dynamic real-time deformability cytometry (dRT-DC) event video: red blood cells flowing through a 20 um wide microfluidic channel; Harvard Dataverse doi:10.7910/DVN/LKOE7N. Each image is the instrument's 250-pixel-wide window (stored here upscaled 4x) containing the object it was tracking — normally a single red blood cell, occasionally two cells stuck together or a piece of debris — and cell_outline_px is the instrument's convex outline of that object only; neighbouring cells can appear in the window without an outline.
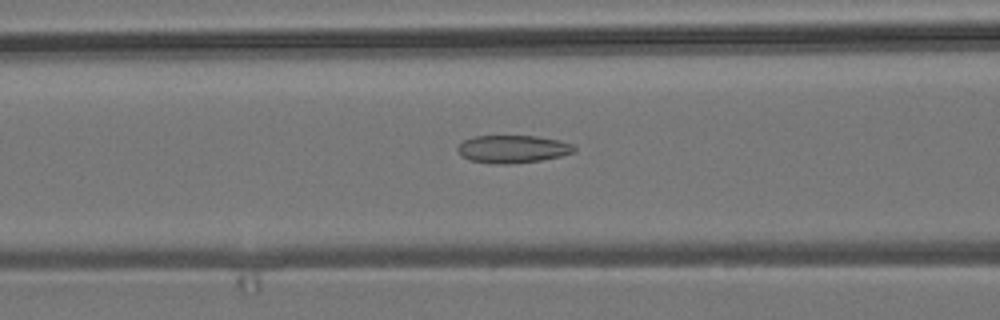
{"species": "common noctule bat (a hibernating species)", "species_latin": "Nyctalus noctula", "temperature_condition": "room temperature", "stored_images_in_passage": 49, "camera_frame_rate_fps": 3000, "um_per_image_px": 0.085, "animal": {"sex": "male", "body_mass_g": 19.2, "forearm_length_mm": 51.8}, "frame": {"image": 1, "passage_image": 17, "time_ms": 5.333, "image_size_px": [1000, 320], "cell_outline_px": [[576, 152], [560, 156], [540, 160], [504, 164], [496, 164], [468, 160], [460, 156], [456, 148], [464, 140], [472, 136], [536, 136], [560, 140], [572, 144], [576, 148]], "centroid_in_image_um": [43.56, 12.66], "position_along_channel_um": 123.0, "area_um2": 18.9}}
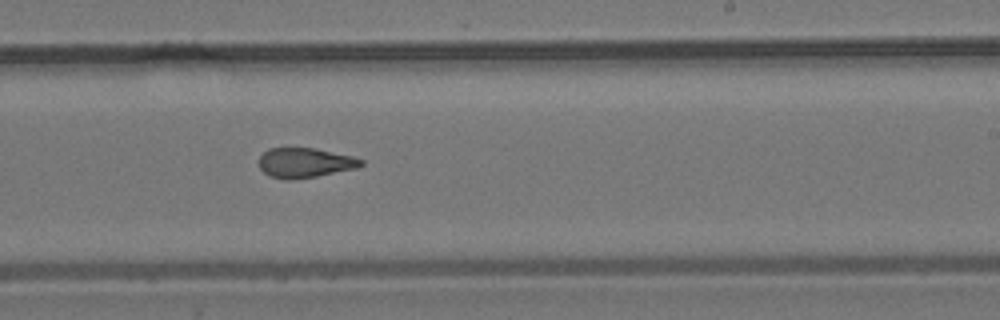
{"frame": {"image": 2, "passage_image": 28, "time_ms": 9.0, "image_size_px": [1000, 320], "cell_outline_px": [[364, 164], [356, 168], [316, 176], [292, 180], [284, 180], [272, 176], [264, 172], [260, 168], [260, 156], [268, 148], [316, 148], [352, 156], [364, 160]], "centroid_in_image_um": [25.93, 13.83], "position_along_channel_um": 263.1, "area_um2": 17.63}}
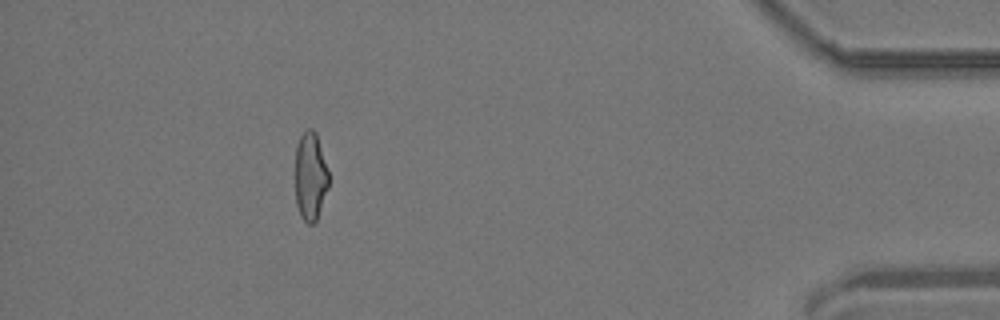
{"frame": {"image": 3, "passage_image": 44, "time_ms": 14.333, "image_size_px": [1000, 320], "cell_outline_px": [[328, 188], [316, 220], [312, 224], [308, 224], [300, 216], [296, 204], [296, 144], [300, 136], [308, 128], [312, 128], [316, 132], [328, 172]], "centroid_in_image_um": [26.37, 14.98], "position_along_channel_um": 408.8, "area_um2": 17.05}, "authors_computed_cell_mechanics": {"area_um2": 18.6694, "velocity_mm_per_s": 3.8149, "shape_relaxation_time_tau1_ms": null, "shape_relaxation_time_tau2_ms": 1.7658, "deformation_change_tau1": null, "deformation_change_tau2": 0.0992}}